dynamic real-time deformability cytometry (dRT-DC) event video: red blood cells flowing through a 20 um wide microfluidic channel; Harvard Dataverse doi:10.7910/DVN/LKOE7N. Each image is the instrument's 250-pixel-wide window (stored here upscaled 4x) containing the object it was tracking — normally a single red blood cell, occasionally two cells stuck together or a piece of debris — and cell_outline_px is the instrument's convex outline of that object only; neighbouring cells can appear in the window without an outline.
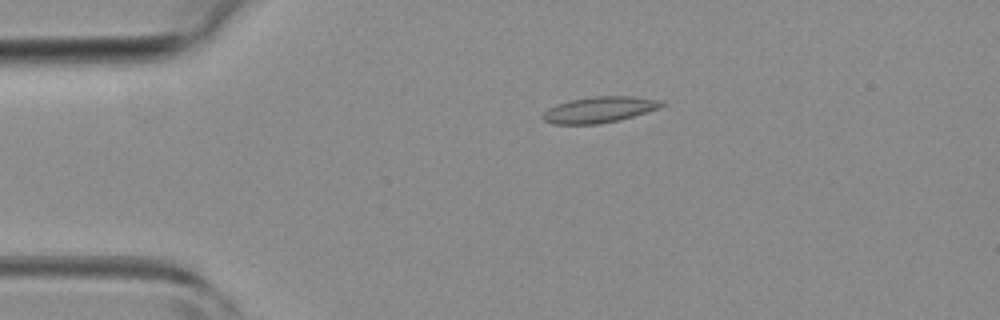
{"species": "common noctule bat (a hibernating species)", "species_latin": "Nyctalus noctula", "temperature_condition": "room temperature", "stored_images_in_passage": 2, "camera_frame_rate_fps": 3000, "um_per_image_px": 0.085, "animal": {"sex": "female", "body_mass_g": 19.3, "forearm_length_mm": 54.1}, "frame": {"image": 1, "passage_image": 1, "time_ms": 0.0, "image_size_px": [1000, 320], "cell_outline_px": [[664, 104], [660, 108], [620, 120], [600, 124], [552, 124], [544, 120], [540, 116], [548, 108], [572, 100], [596, 96], [632, 96], [660, 100]], "centroid_in_image_um": [50.95, 9.33], "position_along_channel_um": 34.1, "area_um2": 17.86}}